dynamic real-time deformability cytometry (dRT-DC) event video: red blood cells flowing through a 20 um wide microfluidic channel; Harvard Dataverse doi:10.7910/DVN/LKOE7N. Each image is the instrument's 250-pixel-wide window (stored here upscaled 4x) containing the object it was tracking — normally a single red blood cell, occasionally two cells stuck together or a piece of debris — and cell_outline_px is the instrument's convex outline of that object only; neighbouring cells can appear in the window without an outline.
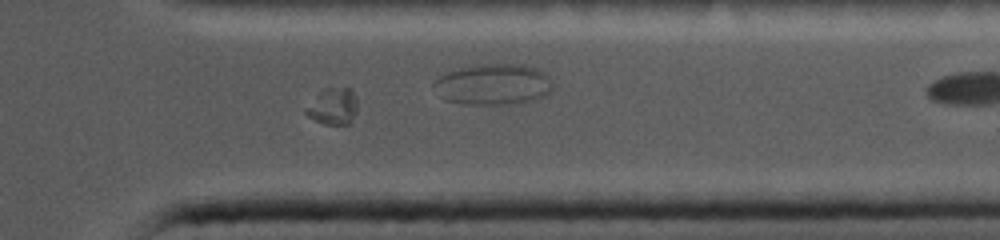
{"species": "common noctule bat (a hibernating species)", "species_latin": "Nyctalus noctula", "temperature_condition": "cold", "stored_images_in_passage": 33, "segment_of_instrument_passage": [2, 2], "camera_frame_rate_fps": 5000, "um_per_image_px": 0.085, "animal": {"sex": "female", "body_mass_g": 19.0, "forearm_length_mm": 56.7}, "frame": {"image": 1, "passage_image": 26, "time_ms": 11.0, "image_size_px": [1000, 240], "cell_outline_px": [[356, 112], [348, 124], [324, 124], [308, 116], [304, 112], [320, 92], [324, 88], [348, 88], [356, 96]], "centroid_in_image_um": [28.32, 9.05], "position_along_channel_um": 383.1, "area_um2": 10.52}}
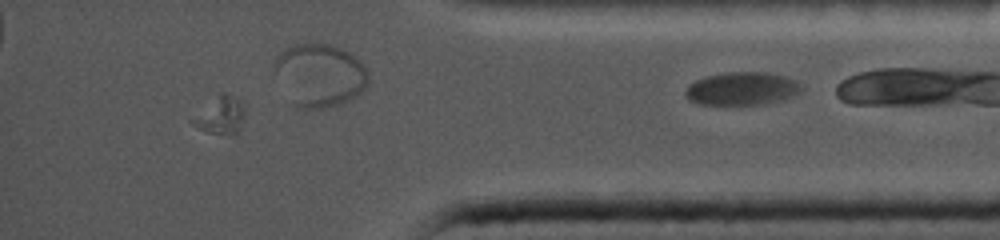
{"frame": {"image": 2, "passage_image": 29, "time_ms": 12.2, "image_size_px": [1000, 240], "cell_outline_px": [[244, 112], [240, 132], [208, 132], [200, 128], [188, 120], [220, 92], [224, 92], [240, 100], [244, 104]], "centroid_in_image_um": [18.74, 9.75], "position_along_channel_um": 416.5, "area_um2": 11.1}}